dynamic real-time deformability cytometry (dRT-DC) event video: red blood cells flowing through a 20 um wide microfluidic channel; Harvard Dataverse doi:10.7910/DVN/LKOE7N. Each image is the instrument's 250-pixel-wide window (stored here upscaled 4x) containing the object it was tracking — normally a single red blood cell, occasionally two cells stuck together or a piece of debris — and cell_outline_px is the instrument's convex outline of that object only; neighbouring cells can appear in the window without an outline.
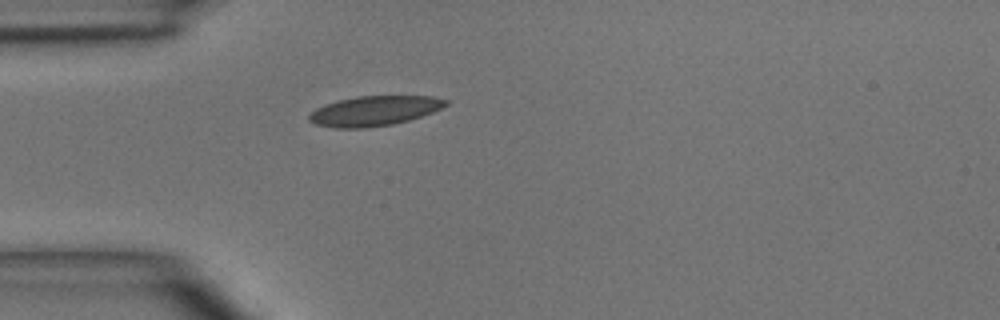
{"species": "common noctule bat (a hibernating species)", "species_latin": "Nyctalus noctula", "temperature_condition": "room temperature", "stored_images_in_passage": 1, "camera_frame_rate_fps": 3000, "um_per_image_px": 0.085, "animal": {"sex": "male", "body_mass_g": 15.6}, "frame": {"image": 1, "passage_image": 1, "time_ms": 0.0, "image_size_px": [1000, 320], "cell_outline_px": [[448, 104], [432, 112], [408, 120], [392, 124], [364, 128], [336, 128], [316, 124], [308, 120], [308, 116], [316, 108], [324, 104], [356, 96], [432, 96], [448, 100]], "centroid_in_image_um": [31.79, 9.42], "position_along_channel_um": 53.2, "area_um2": 23.58}}